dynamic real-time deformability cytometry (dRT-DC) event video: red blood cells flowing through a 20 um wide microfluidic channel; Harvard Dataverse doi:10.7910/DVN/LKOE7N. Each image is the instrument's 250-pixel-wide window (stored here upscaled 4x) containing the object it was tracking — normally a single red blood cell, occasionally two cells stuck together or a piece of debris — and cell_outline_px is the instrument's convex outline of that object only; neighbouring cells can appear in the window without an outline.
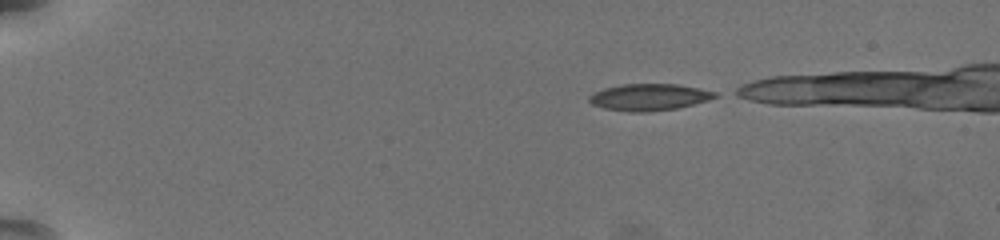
{"species": "common noctule bat (a hibernating species)", "species_latin": "Nyctalus noctula", "temperature_condition": "warm", "stored_images_in_passage": 42, "camera_frame_rate_fps": 3000, "um_per_image_px": 0.085, "animal": {"sex": "female", "body_mass_g": 19.5, "forearm_length_mm": 54.1}, "frame": {"image": 1, "passage_image": 1, "time_ms": 0.0, "image_size_px": [1000, 240], "cell_outline_px": [[720, 96], [708, 100], [676, 108], [648, 112], [628, 112], [604, 108], [592, 104], [588, 100], [588, 96], [604, 88], [620, 84], [676, 84], [700, 88], [716, 92]], "centroid_in_image_um": [55.18, 8.25], "position_along_channel_um": 29.8, "area_um2": 19.59}}
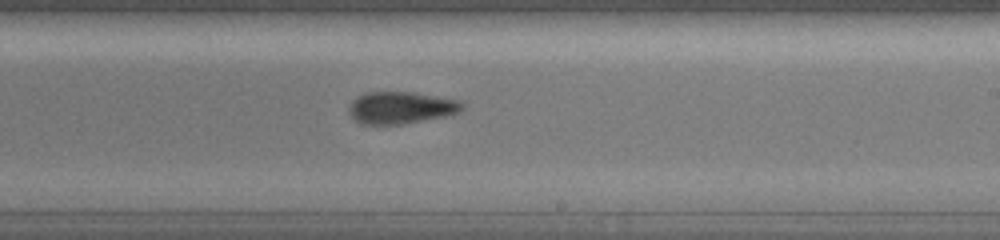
{"frame": {"image": 2, "passage_image": 27, "time_ms": 8.667, "image_size_px": [1000, 240], "cell_outline_px": [[464, 108], [460, 112], [444, 116], [400, 124], [364, 124], [356, 120], [352, 116], [348, 108], [352, 100], [356, 96], [364, 92], [412, 92], [460, 100], [464, 104]], "centroid_in_image_um": [34.08, 9.13], "position_along_channel_um": 254.9, "area_um2": 21.04}}
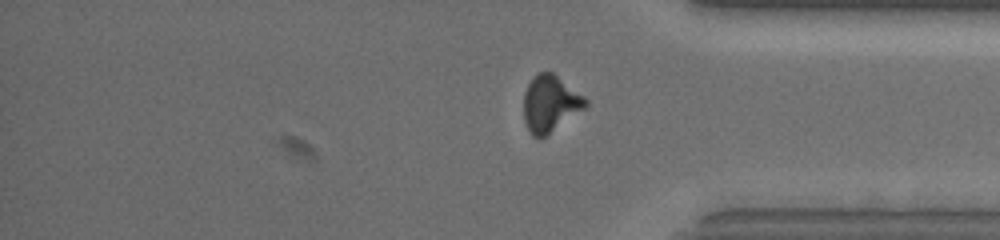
{"frame": {"image": 3, "passage_image": 38, "time_ms": 12.333, "image_size_px": [1000, 240], "cell_outline_px": [[588, 104], [584, 108], [540, 140], [536, 140], [532, 136], [524, 120], [524, 92], [528, 84], [540, 72], [552, 72], [584, 96], [588, 100]], "centroid_in_image_um": [46.75, 8.84], "position_along_channel_um": 388.4, "area_um2": 20.11}}